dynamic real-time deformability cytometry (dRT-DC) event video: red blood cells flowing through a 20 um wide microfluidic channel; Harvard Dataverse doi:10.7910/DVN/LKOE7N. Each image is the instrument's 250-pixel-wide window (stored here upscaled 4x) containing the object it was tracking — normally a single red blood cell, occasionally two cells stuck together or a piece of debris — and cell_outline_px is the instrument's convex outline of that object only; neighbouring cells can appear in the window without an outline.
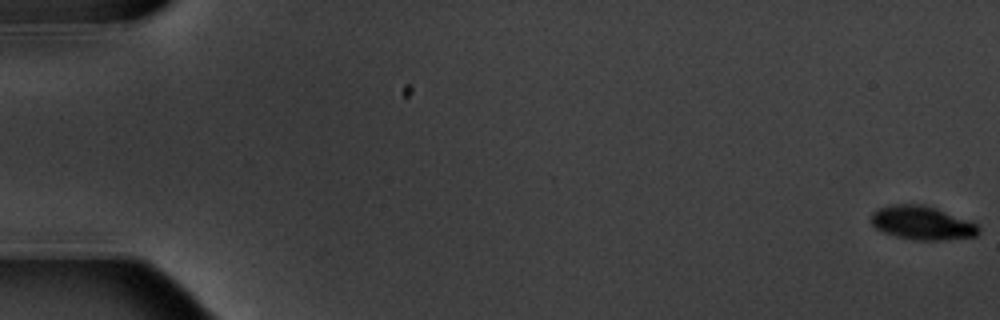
{"species": "common noctule bat (a hibernating species)", "species_latin": "Nyctalus noctula", "temperature_condition": "warm", "stored_images_in_passage": 12, "camera_frame_rate_fps": 3000, "um_per_image_px": 0.085, "animal": {"sex": "male", "body_mass_g": 20.1, "forearm_length_mm": 53.5}, "frame": {"image": 1, "passage_image": 1, "time_ms": 0.0, "image_size_px": [1000, 320], "cell_outline_px": [[980, 232], [976, 236], [940, 240], [916, 240], [896, 236], [884, 232], [876, 228], [872, 224], [872, 212], [876, 208], [892, 204], [924, 204], [936, 208], [976, 224]], "centroid_in_image_um": [78.33, 18.94], "position_along_channel_um": 6.7, "area_um2": 20.87}}
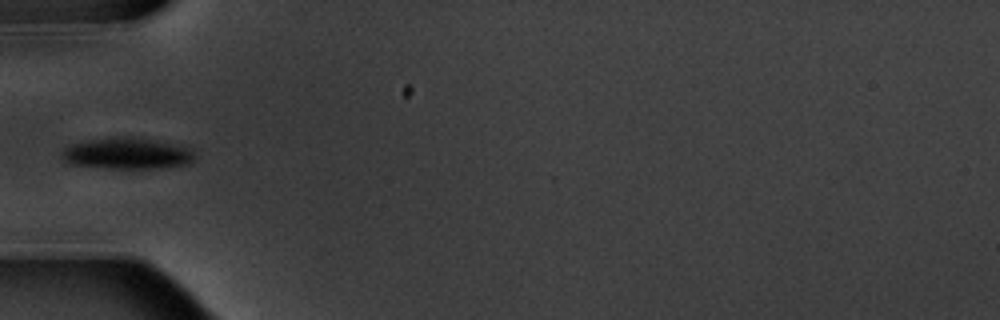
{"frame": {"image": 2, "passage_image": 6, "time_ms": 6.667, "image_size_px": [1000, 320], "cell_outline_px": [[196, 156], [192, 164], [168, 168], [108, 168], [72, 164], [64, 160], [60, 156], [60, 152], [64, 148], [72, 144], [88, 140], [148, 140], [192, 148]], "centroid_in_image_um": [10.86, 13.11], "position_along_channel_um": 74.1, "area_um2": 23.29}}